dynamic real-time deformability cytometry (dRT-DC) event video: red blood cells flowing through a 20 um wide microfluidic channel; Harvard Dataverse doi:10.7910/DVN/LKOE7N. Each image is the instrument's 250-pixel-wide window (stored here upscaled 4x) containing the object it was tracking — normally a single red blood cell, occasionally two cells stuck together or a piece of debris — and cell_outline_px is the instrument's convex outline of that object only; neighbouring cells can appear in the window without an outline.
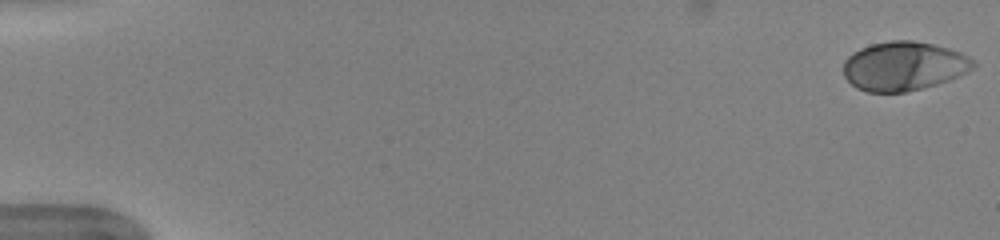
{"species": "human", "species_latin": "Homo sapiens", "temperature_condition": "warm", "stored_images_in_passage": 40, "camera_frame_rate_fps": 3000, "um_per_image_px": 0.085, "donor": {"sex": "female"}, "frame": {"image": 1, "passage_image": 1, "time_ms": 0.0, "image_size_px": [1000, 240], "cell_outline_px": [[976, 64], [972, 68], [960, 76], [936, 84], [904, 92], [868, 92], [856, 88], [844, 76], [844, 60], [852, 52], [860, 48], [872, 44], [892, 40], [912, 40], [932, 44], [948, 48], [960, 52], [968, 56]], "centroid_in_image_um": [76.8, 5.61], "position_along_channel_um": 8.2, "area_um2": 36.93}}
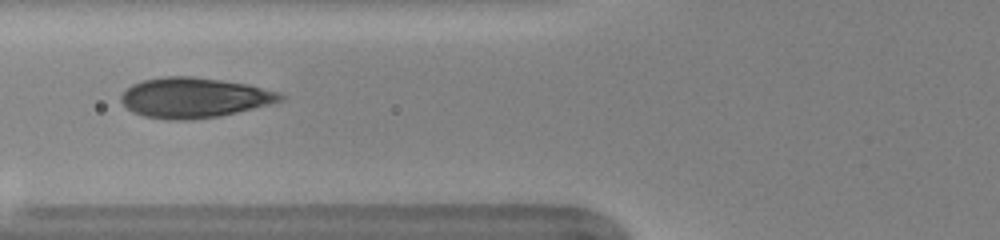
{"frame": {"image": 2, "passage_image": 21, "time_ms": 6.667, "image_size_px": [1000, 240], "cell_outline_px": [[284, 100], [220, 116], [192, 120], [168, 120], [144, 116], [132, 112], [120, 100], [120, 96], [132, 84], [140, 80], [164, 76], [192, 76], [248, 84], [280, 92], [284, 96]], "centroid_in_image_um": [16.48, 8.3], "position_along_channel_um": 109.3, "area_um2": 37.28}}
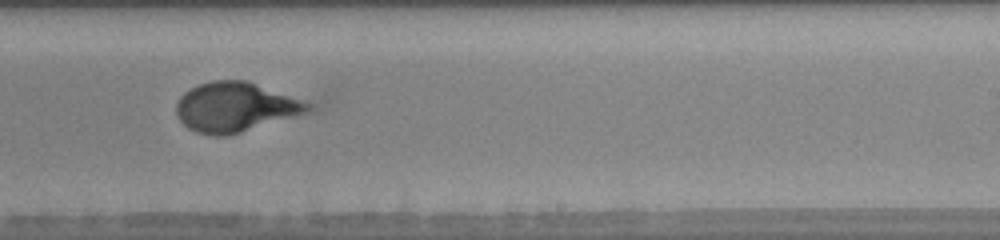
{"frame": {"image": 3, "passage_image": 33, "time_ms": 10.667, "image_size_px": [1000, 240], "cell_outline_px": [[328, 96], [324, 104], [312, 112], [240, 132], [224, 136], [212, 136], [196, 132], [188, 128], [176, 116], [176, 104], [180, 96], [184, 92], [200, 84], [212, 80], [248, 80]], "centroid_in_image_um": [20.52, 9.01], "position_along_channel_um": 268.5, "area_um2": 42.02}}